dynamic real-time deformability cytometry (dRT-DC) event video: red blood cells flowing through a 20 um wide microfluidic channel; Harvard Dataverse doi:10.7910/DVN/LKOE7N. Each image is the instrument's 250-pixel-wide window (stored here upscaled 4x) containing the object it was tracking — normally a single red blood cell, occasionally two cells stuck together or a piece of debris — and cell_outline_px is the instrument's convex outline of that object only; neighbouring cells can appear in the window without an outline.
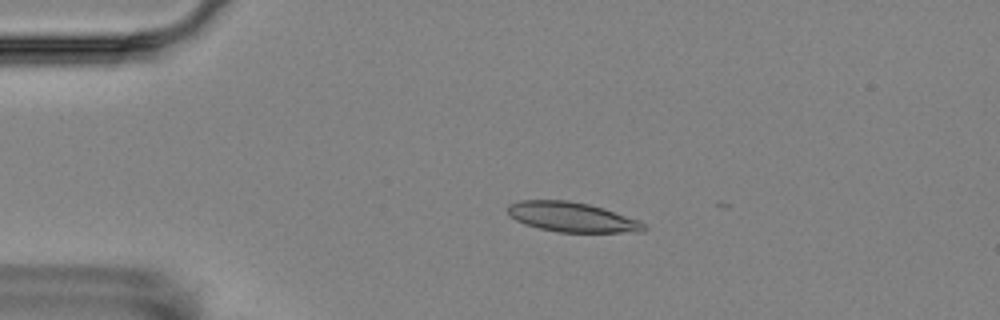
{"species": "Egyptian fruit bat (a non-hibernating species)", "species_latin": "Rousettus aegyptiacus", "temperature_condition": "room temperature", "stored_images_in_passage": 3, "camera_frame_rate_fps": 3000, "um_per_image_px": 0.085, "animal": {"sex": "female"}, "frame": {"image": 1, "passage_image": 2, "time_ms": 1.333, "image_size_px": [1000, 320], "cell_outline_px": [[648, 228], [644, 232], [556, 232], [524, 224], [508, 216], [508, 204], [520, 200], [568, 200], [588, 204], [604, 208], [640, 220]], "centroid_in_image_um": [48.63, 18.45], "position_along_channel_um": 36.4, "area_um2": 23.81}}